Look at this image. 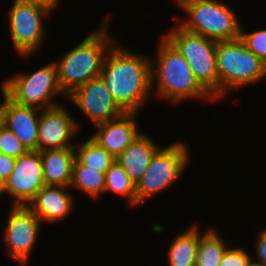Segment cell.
<instances>
[{"instance_id":"cell-19","label":"cell","mask_w":266,"mask_h":266,"mask_svg":"<svg viewBox=\"0 0 266 266\" xmlns=\"http://www.w3.org/2000/svg\"><path fill=\"white\" fill-rule=\"evenodd\" d=\"M199 247V226L192 224L177 235L168 250L169 266H195Z\"/></svg>"},{"instance_id":"cell-21","label":"cell","mask_w":266,"mask_h":266,"mask_svg":"<svg viewBox=\"0 0 266 266\" xmlns=\"http://www.w3.org/2000/svg\"><path fill=\"white\" fill-rule=\"evenodd\" d=\"M75 145V158L84 166L106 172L115 162L116 158L103 147L99 146L92 138L81 141Z\"/></svg>"},{"instance_id":"cell-14","label":"cell","mask_w":266,"mask_h":266,"mask_svg":"<svg viewBox=\"0 0 266 266\" xmlns=\"http://www.w3.org/2000/svg\"><path fill=\"white\" fill-rule=\"evenodd\" d=\"M2 95L4 101L0 103V122L15 134L28 151H38V124L41 109L19 105L3 91Z\"/></svg>"},{"instance_id":"cell-12","label":"cell","mask_w":266,"mask_h":266,"mask_svg":"<svg viewBox=\"0 0 266 266\" xmlns=\"http://www.w3.org/2000/svg\"><path fill=\"white\" fill-rule=\"evenodd\" d=\"M40 219L28 206H12L5 228L8 255L25 266L37 241Z\"/></svg>"},{"instance_id":"cell-29","label":"cell","mask_w":266,"mask_h":266,"mask_svg":"<svg viewBox=\"0 0 266 266\" xmlns=\"http://www.w3.org/2000/svg\"><path fill=\"white\" fill-rule=\"evenodd\" d=\"M23 1H32V2H39L43 3L49 7H51L53 10L57 7V5L60 3V0H23Z\"/></svg>"},{"instance_id":"cell-15","label":"cell","mask_w":266,"mask_h":266,"mask_svg":"<svg viewBox=\"0 0 266 266\" xmlns=\"http://www.w3.org/2000/svg\"><path fill=\"white\" fill-rule=\"evenodd\" d=\"M136 116L137 113H125L120 118L98 124L90 138L116 158L142 133L137 129Z\"/></svg>"},{"instance_id":"cell-17","label":"cell","mask_w":266,"mask_h":266,"mask_svg":"<svg viewBox=\"0 0 266 266\" xmlns=\"http://www.w3.org/2000/svg\"><path fill=\"white\" fill-rule=\"evenodd\" d=\"M160 148L161 146L144 132L116 157V160L136 185Z\"/></svg>"},{"instance_id":"cell-30","label":"cell","mask_w":266,"mask_h":266,"mask_svg":"<svg viewBox=\"0 0 266 266\" xmlns=\"http://www.w3.org/2000/svg\"><path fill=\"white\" fill-rule=\"evenodd\" d=\"M255 261L256 260L251 259L247 266H266V265L262 264L261 262H258V261L255 262Z\"/></svg>"},{"instance_id":"cell-2","label":"cell","mask_w":266,"mask_h":266,"mask_svg":"<svg viewBox=\"0 0 266 266\" xmlns=\"http://www.w3.org/2000/svg\"><path fill=\"white\" fill-rule=\"evenodd\" d=\"M157 45H159L157 56L155 59L151 58L153 92V86H157L155 97L164 98L173 103L194 98L214 99L196 80L181 53L163 35Z\"/></svg>"},{"instance_id":"cell-5","label":"cell","mask_w":266,"mask_h":266,"mask_svg":"<svg viewBox=\"0 0 266 266\" xmlns=\"http://www.w3.org/2000/svg\"><path fill=\"white\" fill-rule=\"evenodd\" d=\"M216 67L220 100L229 91L252 84L266 76V65L240 38L217 42Z\"/></svg>"},{"instance_id":"cell-7","label":"cell","mask_w":266,"mask_h":266,"mask_svg":"<svg viewBox=\"0 0 266 266\" xmlns=\"http://www.w3.org/2000/svg\"><path fill=\"white\" fill-rule=\"evenodd\" d=\"M3 91L19 105L48 109L61 105L55 103L54 96L63 93L59 81L56 62L48 63L32 73H16L3 81Z\"/></svg>"},{"instance_id":"cell-31","label":"cell","mask_w":266,"mask_h":266,"mask_svg":"<svg viewBox=\"0 0 266 266\" xmlns=\"http://www.w3.org/2000/svg\"><path fill=\"white\" fill-rule=\"evenodd\" d=\"M2 190H3V184L0 182V197L2 195Z\"/></svg>"},{"instance_id":"cell-24","label":"cell","mask_w":266,"mask_h":266,"mask_svg":"<svg viewBox=\"0 0 266 266\" xmlns=\"http://www.w3.org/2000/svg\"><path fill=\"white\" fill-rule=\"evenodd\" d=\"M27 152L15 134L0 122V153L18 158Z\"/></svg>"},{"instance_id":"cell-26","label":"cell","mask_w":266,"mask_h":266,"mask_svg":"<svg viewBox=\"0 0 266 266\" xmlns=\"http://www.w3.org/2000/svg\"><path fill=\"white\" fill-rule=\"evenodd\" d=\"M253 257L242 248H228L219 266H247Z\"/></svg>"},{"instance_id":"cell-8","label":"cell","mask_w":266,"mask_h":266,"mask_svg":"<svg viewBox=\"0 0 266 266\" xmlns=\"http://www.w3.org/2000/svg\"><path fill=\"white\" fill-rule=\"evenodd\" d=\"M189 147L182 142L161 147L136 184V206L163 192L179 179L190 163Z\"/></svg>"},{"instance_id":"cell-10","label":"cell","mask_w":266,"mask_h":266,"mask_svg":"<svg viewBox=\"0 0 266 266\" xmlns=\"http://www.w3.org/2000/svg\"><path fill=\"white\" fill-rule=\"evenodd\" d=\"M67 99L73 102L95 126L120 118L126 113L112 97L101 76L75 89Z\"/></svg>"},{"instance_id":"cell-11","label":"cell","mask_w":266,"mask_h":266,"mask_svg":"<svg viewBox=\"0 0 266 266\" xmlns=\"http://www.w3.org/2000/svg\"><path fill=\"white\" fill-rule=\"evenodd\" d=\"M44 186L40 151H28L16 158L12 174L3 184L2 194L12 195L11 206H28Z\"/></svg>"},{"instance_id":"cell-28","label":"cell","mask_w":266,"mask_h":266,"mask_svg":"<svg viewBox=\"0 0 266 266\" xmlns=\"http://www.w3.org/2000/svg\"><path fill=\"white\" fill-rule=\"evenodd\" d=\"M262 229L263 230L256 239L257 241L254 248H255L257 261L266 265V229L264 228Z\"/></svg>"},{"instance_id":"cell-4","label":"cell","mask_w":266,"mask_h":266,"mask_svg":"<svg viewBox=\"0 0 266 266\" xmlns=\"http://www.w3.org/2000/svg\"><path fill=\"white\" fill-rule=\"evenodd\" d=\"M187 19L178 25L188 32L214 41L240 38L241 22L234 11L219 0H175Z\"/></svg>"},{"instance_id":"cell-9","label":"cell","mask_w":266,"mask_h":266,"mask_svg":"<svg viewBox=\"0 0 266 266\" xmlns=\"http://www.w3.org/2000/svg\"><path fill=\"white\" fill-rule=\"evenodd\" d=\"M9 26L12 45L18 54L29 57L44 42L43 18L53 9L43 3L14 0L9 10Z\"/></svg>"},{"instance_id":"cell-3","label":"cell","mask_w":266,"mask_h":266,"mask_svg":"<svg viewBox=\"0 0 266 266\" xmlns=\"http://www.w3.org/2000/svg\"><path fill=\"white\" fill-rule=\"evenodd\" d=\"M104 18L98 30L87 35L56 63L58 81L66 96L101 74L104 59L115 44L107 34L108 17Z\"/></svg>"},{"instance_id":"cell-22","label":"cell","mask_w":266,"mask_h":266,"mask_svg":"<svg viewBox=\"0 0 266 266\" xmlns=\"http://www.w3.org/2000/svg\"><path fill=\"white\" fill-rule=\"evenodd\" d=\"M83 191L92 198H96L105 189V172H99L82 165L76 158L73 163L72 181L70 187Z\"/></svg>"},{"instance_id":"cell-16","label":"cell","mask_w":266,"mask_h":266,"mask_svg":"<svg viewBox=\"0 0 266 266\" xmlns=\"http://www.w3.org/2000/svg\"><path fill=\"white\" fill-rule=\"evenodd\" d=\"M74 199L65 186L45 185L28 204V208L41 222H57L70 215Z\"/></svg>"},{"instance_id":"cell-1","label":"cell","mask_w":266,"mask_h":266,"mask_svg":"<svg viewBox=\"0 0 266 266\" xmlns=\"http://www.w3.org/2000/svg\"><path fill=\"white\" fill-rule=\"evenodd\" d=\"M100 76L126 113H138L152 92L151 56L136 54L116 43L108 51Z\"/></svg>"},{"instance_id":"cell-27","label":"cell","mask_w":266,"mask_h":266,"mask_svg":"<svg viewBox=\"0 0 266 266\" xmlns=\"http://www.w3.org/2000/svg\"><path fill=\"white\" fill-rule=\"evenodd\" d=\"M16 158L0 153V182L2 184L10 177L14 169Z\"/></svg>"},{"instance_id":"cell-6","label":"cell","mask_w":266,"mask_h":266,"mask_svg":"<svg viewBox=\"0 0 266 266\" xmlns=\"http://www.w3.org/2000/svg\"><path fill=\"white\" fill-rule=\"evenodd\" d=\"M163 36L181 53L200 85L214 100H218L217 41L188 32L178 24L167 31V34H163Z\"/></svg>"},{"instance_id":"cell-13","label":"cell","mask_w":266,"mask_h":266,"mask_svg":"<svg viewBox=\"0 0 266 266\" xmlns=\"http://www.w3.org/2000/svg\"><path fill=\"white\" fill-rule=\"evenodd\" d=\"M68 109L58 105L42 109L38 124V151L75 147L70 142L79 131V124Z\"/></svg>"},{"instance_id":"cell-25","label":"cell","mask_w":266,"mask_h":266,"mask_svg":"<svg viewBox=\"0 0 266 266\" xmlns=\"http://www.w3.org/2000/svg\"><path fill=\"white\" fill-rule=\"evenodd\" d=\"M240 39L266 65V29L247 33L241 25Z\"/></svg>"},{"instance_id":"cell-18","label":"cell","mask_w":266,"mask_h":266,"mask_svg":"<svg viewBox=\"0 0 266 266\" xmlns=\"http://www.w3.org/2000/svg\"><path fill=\"white\" fill-rule=\"evenodd\" d=\"M46 186L70 187L72 181L74 147L40 151Z\"/></svg>"},{"instance_id":"cell-23","label":"cell","mask_w":266,"mask_h":266,"mask_svg":"<svg viewBox=\"0 0 266 266\" xmlns=\"http://www.w3.org/2000/svg\"><path fill=\"white\" fill-rule=\"evenodd\" d=\"M104 192H114L126 197L127 204L136 207V185L117 160L105 172Z\"/></svg>"},{"instance_id":"cell-20","label":"cell","mask_w":266,"mask_h":266,"mask_svg":"<svg viewBox=\"0 0 266 266\" xmlns=\"http://www.w3.org/2000/svg\"><path fill=\"white\" fill-rule=\"evenodd\" d=\"M216 232L211 228L203 234L199 231V247L195 266H219L229 246L224 242L226 240Z\"/></svg>"}]
</instances>
